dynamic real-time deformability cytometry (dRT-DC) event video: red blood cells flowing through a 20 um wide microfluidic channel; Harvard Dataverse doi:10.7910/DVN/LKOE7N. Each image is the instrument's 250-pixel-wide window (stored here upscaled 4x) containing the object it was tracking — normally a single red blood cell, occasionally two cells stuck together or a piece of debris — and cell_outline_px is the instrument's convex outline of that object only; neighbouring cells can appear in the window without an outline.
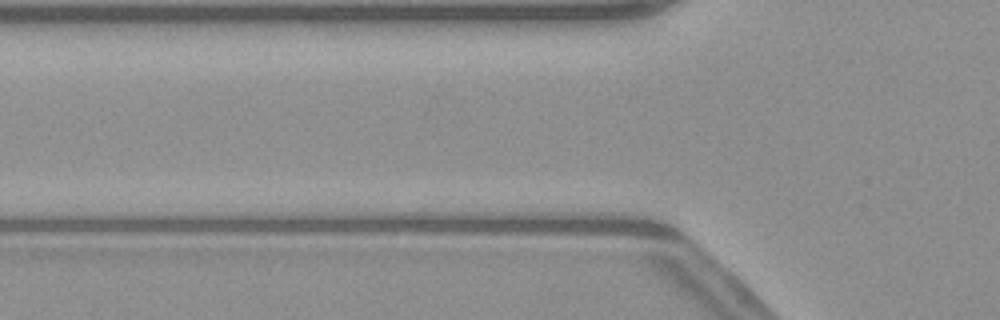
{"species": "common noctule bat (a hibernating species)", "species_latin": "Nyctalus noctula", "temperature_condition": "warm", "stored_images_in_passage": 2, "camera_frame_rate_fps": 3000, "um_per_image_px": 0.085, "animal": {"sex": "male", "body_mass_g": 23.1, "forearm_length_mm": 52.7}, "frame": {"image": 1, "passage_image": 2, "time_ms": 0.333, "image_size_px": [1000, 320], "cell_outline_px": [[664, 236], [652, 236], [568, 232], [584, 212], [600, 212], [656, 224]], "centroid_in_image_um": [52.17, 19.16], "position_along_channel_um": 73.6, "area_um2": 10.81}}